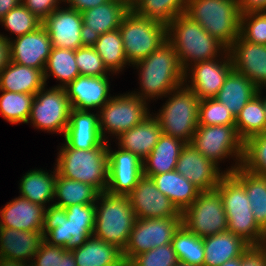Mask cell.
<instances>
[{
  "label": "cell",
  "mask_w": 266,
  "mask_h": 266,
  "mask_svg": "<svg viewBox=\"0 0 266 266\" xmlns=\"http://www.w3.org/2000/svg\"><path fill=\"white\" fill-rule=\"evenodd\" d=\"M94 227L95 203L67 208L52 204L45 211L42 232L48 244L71 250L83 245L93 235Z\"/></svg>",
  "instance_id": "1"
},
{
  "label": "cell",
  "mask_w": 266,
  "mask_h": 266,
  "mask_svg": "<svg viewBox=\"0 0 266 266\" xmlns=\"http://www.w3.org/2000/svg\"><path fill=\"white\" fill-rule=\"evenodd\" d=\"M167 41L174 47L185 71V81L188 77L187 71L190 72L187 61L197 63L212 60L221 49L224 53L227 51L222 43L184 13L167 24Z\"/></svg>",
  "instance_id": "2"
},
{
  "label": "cell",
  "mask_w": 266,
  "mask_h": 266,
  "mask_svg": "<svg viewBox=\"0 0 266 266\" xmlns=\"http://www.w3.org/2000/svg\"><path fill=\"white\" fill-rule=\"evenodd\" d=\"M139 67L141 91L134 94L141 100L166 96L174 89L184 85L185 71L183 70L174 47L166 41L148 57L135 63Z\"/></svg>",
  "instance_id": "3"
},
{
  "label": "cell",
  "mask_w": 266,
  "mask_h": 266,
  "mask_svg": "<svg viewBox=\"0 0 266 266\" xmlns=\"http://www.w3.org/2000/svg\"><path fill=\"white\" fill-rule=\"evenodd\" d=\"M108 141L104 140L93 149H73L62 146L57 158V173L68 179L93 186L99 193L107 191Z\"/></svg>",
  "instance_id": "4"
},
{
  "label": "cell",
  "mask_w": 266,
  "mask_h": 266,
  "mask_svg": "<svg viewBox=\"0 0 266 266\" xmlns=\"http://www.w3.org/2000/svg\"><path fill=\"white\" fill-rule=\"evenodd\" d=\"M216 190L222 196L227 231L250 246H260L265 232L254 219L244 185L232 173H224Z\"/></svg>",
  "instance_id": "5"
},
{
  "label": "cell",
  "mask_w": 266,
  "mask_h": 266,
  "mask_svg": "<svg viewBox=\"0 0 266 266\" xmlns=\"http://www.w3.org/2000/svg\"><path fill=\"white\" fill-rule=\"evenodd\" d=\"M95 205V227L93 236L115 245L122 252L128 244L130 232L137 220L128 196L100 192Z\"/></svg>",
  "instance_id": "6"
},
{
  "label": "cell",
  "mask_w": 266,
  "mask_h": 266,
  "mask_svg": "<svg viewBox=\"0 0 266 266\" xmlns=\"http://www.w3.org/2000/svg\"><path fill=\"white\" fill-rule=\"evenodd\" d=\"M184 14L227 49L240 36L241 13L237 0H187Z\"/></svg>",
  "instance_id": "7"
},
{
  "label": "cell",
  "mask_w": 266,
  "mask_h": 266,
  "mask_svg": "<svg viewBox=\"0 0 266 266\" xmlns=\"http://www.w3.org/2000/svg\"><path fill=\"white\" fill-rule=\"evenodd\" d=\"M128 63L135 64L167 41V25L130 10L118 28Z\"/></svg>",
  "instance_id": "8"
},
{
  "label": "cell",
  "mask_w": 266,
  "mask_h": 266,
  "mask_svg": "<svg viewBox=\"0 0 266 266\" xmlns=\"http://www.w3.org/2000/svg\"><path fill=\"white\" fill-rule=\"evenodd\" d=\"M169 95L171 98L156 115L162 133L190 144L198 127L200 99L187 86H180Z\"/></svg>",
  "instance_id": "9"
},
{
  "label": "cell",
  "mask_w": 266,
  "mask_h": 266,
  "mask_svg": "<svg viewBox=\"0 0 266 266\" xmlns=\"http://www.w3.org/2000/svg\"><path fill=\"white\" fill-rule=\"evenodd\" d=\"M181 214L182 224L201 238L227 231V216L217 190L200 192Z\"/></svg>",
  "instance_id": "10"
},
{
  "label": "cell",
  "mask_w": 266,
  "mask_h": 266,
  "mask_svg": "<svg viewBox=\"0 0 266 266\" xmlns=\"http://www.w3.org/2000/svg\"><path fill=\"white\" fill-rule=\"evenodd\" d=\"M181 225L182 217L137 218L128 244L122 252L123 260L131 261L148 250L172 243L174 234Z\"/></svg>",
  "instance_id": "11"
},
{
  "label": "cell",
  "mask_w": 266,
  "mask_h": 266,
  "mask_svg": "<svg viewBox=\"0 0 266 266\" xmlns=\"http://www.w3.org/2000/svg\"><path fill=\"white\" fill-rule=\"evenodd\" d=\"M44 89L34 95L28 122L31 120L34 126L44 131L65 133L72 109L65 88Z\"/></svg>",
  "instance_id": "12"
},
{
  "label": "cell",
  "mask_w": 266,
  "mask_h": 266,
  "mask_svg": "<svg viewBox=\"0 0 266 266\" xmlns=\"http://www.w3.org/2000/svg\"><path fill=\"white\" fill-rule=\"evenodd\" d=\"M146 102L134 93L111 97L100 109L99 128L104 140L105 130L119 136L149 116Z\"/></svg>",
  "instance_id": "13"
},
{
  "label": "cell",
  "mask_w": 266,
  "mask_h": 266,
  "mask_svg": "<svg viewBox=\"0 0 266 266\" xmlns=\"http://www.w3.org/2000/svg\"><path fill=\"white\" fill-rule=\"evenodd\" d=\"M191 144L207 159L218 166V160L234 155L241 165L244 142L237 134L235 126L198 125Z\"/></svg>",
  "instance_id": "14"
},
{
  "label": "cell",
  "mask_w": 266,
  "mask_h": 266,
  "mask_svg": "<svg viewBox=\"0 0 266 266\" xmlns=\"http://www.w3.org/2000/svg\"><path fill=\"white\" fill-rule=\"evenodd\" d=\"M128 198L138 219L182 217L181 212L158 190L150 177L143 175Z\"/></svg>",
  "instance_id": "15"
},
{
  "label": "cell",
  "mask_w": 266,
  "mask_h": 266,
  "mask_svg": "<svg viewBox=\"0 0 266 266\" xmlns=\"http://www.w3.org/2000/svg\"><path fill=\"white\" fill-rule=\"evenodd\" d=\"M129 11L130 9L121 0H109L82 12L83 24L80 32L82 46L93 47L99 35L118 29Z\"/></svg>",
  "instance_id": "16"
},
{
  "label": "cell",
  "mask_w": 266,
  "mask_h": 266,
  "mask_svg": "<svg viewBox=\"0 0 266 266\" xmlns=\"http://www.w3.org/2000/svg\"><path fill=\"white\" fill-rule=\"evenodd\" d=\"M108 150L107 192L113 195L128 196L143 176V160L121 148L115 152Z\"/></svg>",
  "instance_id": "17"
},
{
  "label": "cell",
  "mask_w": 266,
  "mask_h": 266,
  "mask_svg": "<svg viewBox=\"0 0 266 266\" xmlns=\"http://www.w3.org/2000/svg\"><path fill=\"white\" fill-rule=\"evenodd\" d=\"M175 170L201 192L216 190L224 175L216 164L203 156L191 143L182 148Z\"/></svg>",
  "instance_id": "18"
},
{
  "label": "cell",
  "mask_w": 266,
  "mask_h": 266,
  "mask_svg": "<svg viewBox=\"0 0 266 266\" xmlns=\"http://www.w3.org/2000/svg\"><path fill=\"white\" fill-rule=\"evenodd\" d=\"M10 61L42 70L52 50V42L42 25L37 30L9 40ZM14 42V43H13Z\"/></svg>",
  "instance_id": "19"
},
{
  "label": "cell",
  "mask_w": 266,
  "mask_h": 266,
  "mask_svg": "<svg viewBox=\"0 0 266 266\" xmlns=\"http://www.w3.org/2000/svg\"><path fill=\"white\" fill-rule=\"evenodd\" d=\"M227 50L234 71L260 89L261 85L266 86V45L250 43L239 36Z\"/></svg>",
  "instance_id": "20"
},
{
  "label": "cell",
  "mask_w": 266,
  "mask_h": 266,
  "mask_svg": "<svg viewBox=\"0 0 266 266\" xmlns=\"http://www.w3.org/2000/svg\"><path fill=\"white\" fill-rule=\"evenodd\" d=\"M59 9L54 10L42 23L48 32L52 47L72 50L82 47V13L70 8Z\"/></svg>",
  "instance_id": "21"
},
{
  "label": "cell",
  "mask_w": 266,
  "mask_h": 266,
  "mask_svg": "<svg viewBox=\"0 0 266 266\" xmlns=\"http://www.w3.org/2000/svg\"><path fill=\"white\" fill-rule=\"evenodd\" d=\"M225 54L226 60L220 63L215 61L216 59L194 63L190 76L192 84L185 86L191 89L200 100L215 98L226 77L233 70L228 50Z\"/></svg>",
  "instance_id": "22"
},
{
  "label": "cell",
  "mask_w": 266,
  "mask_h": 266,
  "mask_svg": "<svg viewBox=\"0 0 266 266\" xmlns=\"http://www.w3.org/2000/svg\"><path fill=\"white\" fill-rule=\"evenodd\" d=\"M72 109L88 111V108L100 107L111 98L108 96V76L78 75L65 87ZM108 97V98H107Z\"/></svg>",
  "instance_id": "23"
},
{
  "label": "cell",
  "mask_w": 266,
  "mask_h": 266,
  "mask_svg": "<svg viewBox=\"0 0 266 266\" xmlns=\"http://www.w3.org/2000/svg\"><path fill=\"white\" fill-rule=\"evenodd\" d=\"M71 109L69 124L64 133L65 144L73 149L89 150L98 147L104 139L99 128V115Z\"/></svg>",
  "instance_id": "24"
},
{
  "label": "cell",
  "mask_w": 266,
  "mask_h": 266,
  "mask_svg": "<svg viewBox=\"0 0 266 266\" xmlns=\"http://www.w3.org/2000/svg\"><path fill=\"white\" fill-rule=\"evenodd\" d=\"M45 206L35 204L20 196L10 201L0 211V227L16 230L42 231Z\"/></svg>",
  "instance_id": "25"
},
{
  "label": "cell",
  "mask_w": 266,
  "mask_h": 266,
  "mask_svg": "<svg viewBox=\"0 0 266 266\" xmlns=\"http://www.w3.org/2000/svg\"><path fill=\"white\" fill-rule=\"evenodd\" d=\"M43 241L42 231L0 227V257L27 262L34 258Z\"/></svg>",
  "instance_id": "26"
},
{
  "label": "cell",
  "mask_w": 266,
  "mask_h": 266,
  "mask_svg": "<svg viewBox=\"0 0 266 266\" xmlns=\"http://www.w3.org/2000/svg\"><path fill=\"white\" fill-rule=\"evenodd\" d=\"M162 130L156 116H147L142 122L118 136L121 149L144 160L157 144Z\"/></svg>",
  "instance_id": "27"
},
{
  "label": "cell",
  "mask_w": 266,
  "mask_h": 266,
  "mask_svg": "<svg viewBox=\"0 0 266 266\" xmlns=\"http://www.w3.org/2000/svg\"><path fill=\"white\" fill-rule=\"evenodd\" d=\"M203 266H221L228 260L242 256L250 245L240 237L225 231L204 237Z\"/></svg>",
  "instance_id": "28"
},
{
  "label": "cell",
  "mask_w": 266,
  "mask_h": 266,
  "mask_svg": "<svg viewBox=\"0 0 266 266\" xmlns=\"http://www.w3.org/2000/svg\"><path fill=\"white\" fill-rule=\"evenodd\" d=\"M185 144V142L177 138L162 133L153 150L142 161L143 175L151 178L154 175L175 170L181 150Z\"/></svg>",
  "instance_id": "29"
},
{
  "label": "cell",
  "mask_w": 266,
  "mask_h": 266,
  "mask_svg": "<svg viewBox=\"0 0 266 266\" xmlns=\"http://www.w3.org/2000/svg\"><path fill=\"white\" fill-rule=\"evenodd\" d=\"M44 72L9 62L0 73V90L36 94L45 87Z\"/></svg>",
  "instance_id": "30"
},
{
  "label": "cell",
  "mask_w": 266,
  "mask_h": 266,
  "mask_svg": "<svg viewBox=\"0 0 266 266\" xmlns=\"http://www.w3.org/2000/svg\"><path fill=\"white\" fill-rule=\"evenodd\" d=\"M158 190L167 196L182 213L189 207L201 192L176 170L151 177Z\"/></svg>",
  "instance_id": "31"
},
{
  "label": "cell",
  "mask_w": 266,
  "mask_h": 266,
  "mask_svg": "<svg viewBox=\"0 0 266 266\" xmlns=\"http://www.w3.org/2000/svg\"><path fill=\"white\" fill-rule=\"evenodd\" d=\"M257 91L258 87L251 80L232 70L215 99L228 106L230 112L236 117L247 102L257 94Z\"/></svg>",
  "instance_id": "32"
},
{
  "label": "cell",
  "mask_w": 266,
  "mask_h": 266,
  "mask_svg": "<svg viewBox=\"0 0 266 266\" xmlns=\"http://www.w3.org/2000/svg\"><path fill=\"white\" fill-rule=\"evenodd\" d=\"M224 173H232L244 185L254 219L266 233V176L248 172L241 165L233 166Z\"/></svg>",
  "instance_id": "33"
},
{
  "label": "cell",
  "mask_w": 266,
  "mask_h": 266,
  "mask_svg": "<svg viewBox=\"0 0 266 266\" xmlns=\"http://www.w3.org/2000/svg\"><path fill=\"white\" fill-rule=\"evenodd\" d=\"M71 251L77 266H117L123 260L120 249L93 235Z\"/></svg>",
  "instance_id": "34"
},
{
  "label": "cell",
  "mask_w": 266,
  "mask_h": 266,
  "mask_svg": "<svg viewBox=\"0 0 266 266\" xmlns=\"http://www.w3.org/2000/svg\"><path fill=\"white\" fill-rule=\"evenodd\" d=\"M54 170L53 175L42 170L27 172L20 182L21 196L41 206L54 199L57 176L56 168Z\"/></svg>",
  "instance_id": "35"
},
{
  "label": "cell",
  "mask_w": 266,
  "mask_h": 266,
  "mask_svg": "<svg viewBox=\"0 0 266 266\" xmlns=\"http://www.w3.org/2000/svg\"><path fill=\"white\" fill-rule=\"evenodd\" d=\"M260 93V88H258L257 94L235 117V128L243 142L266 132V114Z\"/></svg>",
  "instance_id": "36"
},
{
  "label": "cell",
  "mask_w": 266,
  "mask_h": 266,
  "mask_svg": "<svg viewBox=\"0 0 266 266\" xmlns=\"http://www.w3.org/2000/svg\"><path fill=\"white\" fill-rule=\"evenodd\" d=\"M99 192L91 185L64 178L57 173L55 183V197L59 201L54 205L67 208L75 204L96 203Z\"/></svg>",
  "instance_id": "37"
},
{
  "label": "cell",
  "mask_w": 266,
  "mask_h": 266,
  "mask_svg": "<svg viewBox=\"0 0 266 266\" xmlns=\"http://www.w3.org/2000/svg\"><path fill=\"white\" fill-rule=\"evenodd\" d=\"M48 71L52 76L63 83L62 85H58V87L65 88L80 75L75 60V50L52 47L44 69L45 82L50 76L48 75Z\"/></svg>",
  "instance_id": "38"
},
{
  "label": "cell",
  "mask_w": 266,
  "mask_h": 266,
  "mask_svg": "<svg viewBox=\"0 0 266 266\" xmlns=\"http://www.w3.org/2000/svg\"><path fill=\"white\" fill-rule=\"evenodd\" d=\"M172 246L180 262L193 266H203L204 263V241L195 235L183 224L174 234Z\"/></svg>",
  "instance_id": "39"
},
{
  "label": "cell",
  "mask_w": 266,
  "mask_h": 266,
  "mask_svg": "<svg viewBox=\"0 0 266 266\" xmlns=\"http://www.w3.org/2000/svg\"><path fill=\"white\" fill-rule=\"evenodd\" d=\"M109 71L117 72L125 67L127 59L119 29L99 35L93 46Z\"/></svg>",
  "instance_id": "40"
},
{
  "label": "cell",
  "mask_w": 266,
  "mask_h": 266,
  "mask_svg": "<svg viewBox=\"0 0 266 266\" xmlns=\"http://www.w3.org/2000/svg\"><path fill=\"white\" fill-rule=\"evenodd\" d=\"M2 91L0 113L11 124L28 123L34 94Z\"/></svg>",
  "instance_id": "41"
},
{
  "label": "cell",
  "mask_w": 266,
  "mask_h": 266,
  "mask_svg": "<svg viewBox=\"0 0 266 266\" xmlns=\"http://www.w3.org/2000/svg\"><path fill=\"white\" fill-rule=\"evenodd\" d=\"M187 0H142L134 11L148 19L167 25L185 12Z\"/></svg>",
  "instance_id": "42"
},
{
  "label": "cell",
  "mask_w": 266,
  "mask_h": 266,
  "mask_svg": "<svg viewBox=\"0 0 266 266\" xmlns=\"http://www.w3.org/2000/svg\"><path fill=\"white\" fill-rule=\"evenodd\" d=\"M241 167L253 174L266 176V132L244 142Z\"/></svg>",
  "instance_id": "43"
},
{
  "label": "cell",
  "mask_w": 266,
  "mask_h": 266,
  "mask_svg": "<svg viewBox=\"0 0 266 266\" xmlns=\"http://www.w3.org/2000/svg\"><path fill=\"white\" fill-rule=\"evenodd\" d=\"M0 22L17 37L37 30L43 23L22 3L11 9Z\"/></svg>",
  "instance_id": "44"
},
{
  "label": "cell",
  "mask_w": 266,
  "mask_h": 266,
  "mask_svg": "<svg viewBox=\"0 0 266 266\" xmlns=\"http://www.w3.org/2000/svg\"><path fill=\"white\" fill-rule=\"evenodd\" d=\"M198 125L202 126H235V117L228 106L217 99H201L199 101Z\"/></svg>",
  "instance_id": "45"
},
{
  "label": "cell",
  "mask_w": 266,
  "mask_h": 266,
  "mask_svg": "<svg viewBox=\"0 0 266 266\" xmlns=\"http://www.w3.org/2000/svg\"><path fill=\"white\" fill-rule=\"evenodd\" d=\"M240 36L250 43L266 45V12L241 14Z\"/></svg>",
  "instance_id": "46"
},
{
  "label": "cell",
  "mask_w": 266,
  "mask_h": 266,
  "mask_svg": "<svg viewBox=\"0 0 266 266\" xmlns=\"http://www.w3.org/2000/svg\"><path fill=\"white\" fill-rule=\"evenodd\" d=\"M75 60L80 75L106 76L109 71L94 47L82 46L76 49Z\"/></svg>",
  "instance_id": "47"
},
{
  "label": "cell",
  "mask_w": 266,
  "mask_h": 266,
  "mask_svg": "<svg viewBox=\"0 0 266 266\" xmlns=\"http://www.w3.org/2000/svg\"><path fill=\"white\" fill-rule=\"evenodd\" d=\"M178 261L176 252L169 243L139 254L130 262L134 266H174Z\"/></svg>",
  "instance_id": "48"
},
{
  "label": "cell",
  "mask_w": 266,
  "mask_h": 266,
  "mask_svg": "<svg viewBox=\"0 0 266 266\" xmlns=\"http://www.w3.org/2000/svg\"><path fill=\"white\" fill-rule=\"evenodd\" d=\"M66 250L65 247L50 245L43 241L39 250L34 255L32 266H59L60 255Z\"/></svg>",
  "instance_id": "49"
},
{
  "label": "cell",
  "mask_w": 266,
  "mask_h": 266,
  "mask_svg": "<svg viewBox=\"0 0 266 266\" xmlns=\"http://www.w3.org/2000/svg\"><path fill=\"white\" fill-rule=\"evenodd\" d=\"M61 0H22V4L44 21L58 7ZM64 1V0H62Z\"/></svg>",
  "instance_id": "50"
},
{
  "label": "cell",
  "mask_w": 266,
  "mask_h": 266,
  "mask_svg": "<svg viewBox=\"0 0 266 266\" xmlns=\"http://www.w3.org/2000/svg\"><path fill=\"white\" fill-rule=\"evenodd\" d=\"M241 266H266V253L260 246H250L241 256Z\"/></svg>",
  "instance_id": "51"
},
{
  "label": "cell",
  "mask_w": 266,
  "mask_h": 266,
  "mask_svg": "<svg viewBox=\"0 0 266 266\" xmlns=\"http://www.w3.org/2000/svg\"><path fill=\"white\" fill-rule=\"evenodd\" d=\"M241 14L266 12V0H237Z\"/></svg>",
  "instance_id": "52"
},
{
  "label": "cell",
  "mask_w": 266,
  "mask_h": 266,
  "mask_svg": "<svg viewBox=\"0 0 266 266\" xmlns=\"http://www.w3.org/2000/svg\"><path fill=\"white\" fill-rule=\"evenodd\" d=\"M109 0H64V2H67L69 5L68 8L84 12L88 9L95 8L98 5H102Z\"/></svg>",
  "instance_id": "53"
},
{
  "label": "cell",
  "mask_w": 266,
  "mask_h": 266,
  "mask_svg": "<svg viewBox=\"0 0 266 266\" xmlns=\"http://www.w3.org/2000/svg\"><path fill=\"white\" fill-rule=\"evenodd\" d=\"M9 40L10 38L0 34V73L10 62Z\"/></svg>",
  "instance_id": "54"
},
{
  "label": "cell",
  "mask_w": 266,
  "mask_h": 266,
  "mask_svg": "<svg viewBox=\"0 0 266 266\" xmlns=\"http://www.w3.org/2000/svg\"><path fill=\"white\" fill-rule=\"evenodd\" d=\"M22 0H0V20L14 7L21 4Z\"/></svg>",
  "instance_id": "55"
},
{
  "label": "cell",
  "mask_w": 266,
  "mask_h": 266,
  "mask_svg": "<svg viewBox=\"0 0 266 266\" xmlns=\"http://www.w3.org/2000/svg\"><path fill=\"white\" fill-rule=\"evenodd\" d=\"M59 266H77L74 259L73 253L71 250H65L60 255V264Z\"/></svg>",
  "instance_id": "56"
},
{
  "label": "cell",
  "mask_w": 266,
  "mask_h": 266,
  "mask_svg": "<svg viewBox=\"0 0 266 266\" xmlns=\"http://www.w3.org/2000/svg\"><path fill=\"white\" fill-rule=\"evenodd\" d=\"M0 266H28L26 262L15 261L0 257Z\"/></svg>",
  "instance_id": "57"
},
{
  "label": "cell",
  "mask_w": 266,
  "mask_h": 266,
  "mask_svg": "<svg viewBox=\"0 0 266 266\" xmlns=\"http://www.w3.org/2000/svg\"><path fill=\"white\" fill-rule=\"evenodd\" d=\"M130 10H134L142 0H121Z\"/></svg>",
  "instance_id": "58"
},
{
  "label": "cell",
  "mask_w": 266,
  "mask_h": 266,
  "mask_svg": "<svg viewBox=\"0 0 266 266\" xmlns=\"http://www.w3.org/2000/svg\"><path fill=\"white\" fill-rule=\"evenodd\" d=\"M221 266H241V256L232 260H228Z\"/></svg>",
  "instance_id": "59"
},
{
  "label": "cell",
  "mask_w": 266,
  "mask_h": 266,
  "mask_svg": "<svg viewBox=\"0 0 266 266\" xmlns=\"http://www.w3.org/2000/svg\"><path fill=\"white\" fill-rule=\"evenodd\" d=\"M117 266H134L130 261L122 260Z\"/></svg>",
  "instance_id": "60"
},
{
  "label": "cell",
  "mask_w": 266,
  "mask_h": 266,
  "mask_svg": "<svg viewBox=\"0 0 266 266\" xmlns=\"http://www.w3.org/2000/svg\"><path fill=\"white\" fill-rule=\"evenodd\" d=\"M260 247H261V248L265 251V253H266V233H265V235H264V237H263V240H262V242H261Z\"/></svg>",
  "instance_id": "61"
},
{
  "label": "cell",
  "mask_w": 266,
  "mask_h": 266,
  "mask_svg": "<svg viewBox=\"0 0 266 266\" xmlns=\"http://www.w3.org/2000/svg\"><path fill=\"white\" fill-rule=\"evenodd\" d=\"M174 266H193V265L186 264V263L178 261Z\"/></svg>",
  "instance_id": "62"
},
{
  "label": "cell",
  "mask_w": 266,
  "mask_h": 266,
  "mask_svg": "<svg viewBox=\"0 0 266 266\" xmlns=\"http://www.w3.org/2000/svg\"><path fill=\"white\" fill-rule=\"evenodd\" d=\"M262 102H263V105H264V108H265V114H266V98L262 99Z\"/></svg>",
  "instance_id": "63"
}]
</instances>
